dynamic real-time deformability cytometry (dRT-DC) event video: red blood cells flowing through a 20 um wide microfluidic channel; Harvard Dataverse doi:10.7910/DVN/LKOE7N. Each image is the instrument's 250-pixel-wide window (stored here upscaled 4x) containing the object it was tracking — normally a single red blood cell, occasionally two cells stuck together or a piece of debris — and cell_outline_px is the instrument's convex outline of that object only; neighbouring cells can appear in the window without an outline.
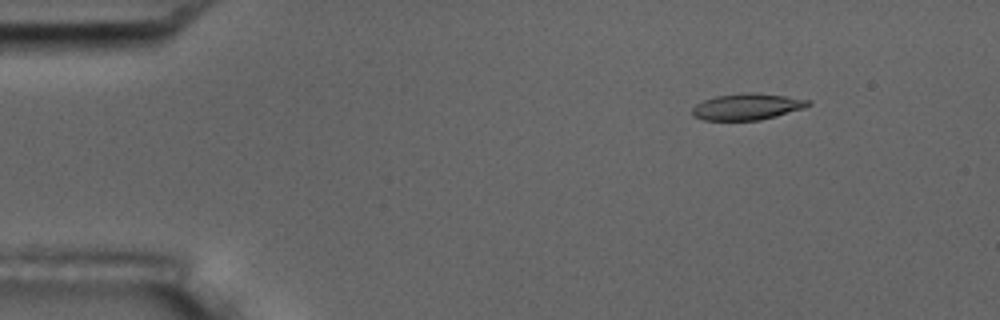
{"species": "common noctule bat (a hibernating species)", "species_latin": "Nyctalus noctula", "temperature_condition": "room temperature", "stored_images_in_passage": 5, "camera_frame_rate_fps": 3000, "um_per_image_px": 0.085, "animal": {"sex": "male", "body_mass_g": 17.5, "forearm_length_mm": 52.3}, "frame": {"image": 1, "passage_image": 2, "time_ms": 1.0, "image_size_px": [1000, 320], "cell_outline_px": [[812, 104], [804, 108], [776, 116], [760, 120], [704, 120], [692, 116], [692, 108], [696, 104], [704, 100], [716, 96], [748, 92], [752, 92], [784, 96], [808, 100]], "centroid_in_image_um": [63.48, 9.07], "position_along_channel_um": 21.5, "area_um2": 17.69}}
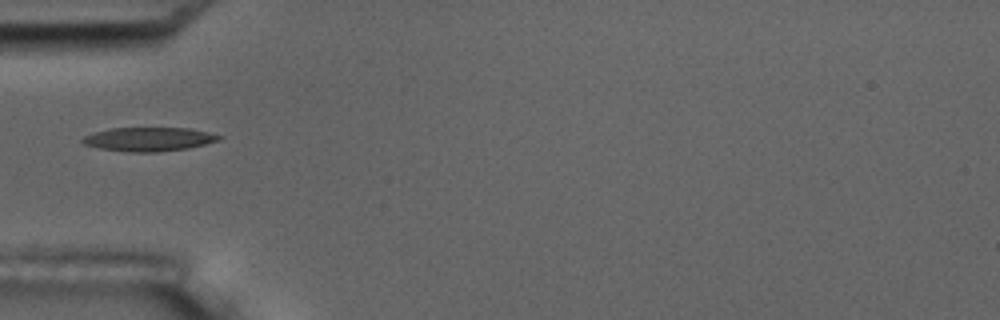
{"frame": {"image": 2, "passage_image": 5, "time_ms": 4.667, "image_size_px": [1000, 320], "cell_outline_px": [[224, 136], [220, 140], [188, 148], [160, 152], [132, 152], [100, 148], [84, 144], [80, 140], [84, 136], [92, 132], [108, 128], [188, 128], [208, 132]], "centroid_in_image_um": [12.64, 11.82], "position_along_channel_um": 72.4, "area_um2": 19.02}}